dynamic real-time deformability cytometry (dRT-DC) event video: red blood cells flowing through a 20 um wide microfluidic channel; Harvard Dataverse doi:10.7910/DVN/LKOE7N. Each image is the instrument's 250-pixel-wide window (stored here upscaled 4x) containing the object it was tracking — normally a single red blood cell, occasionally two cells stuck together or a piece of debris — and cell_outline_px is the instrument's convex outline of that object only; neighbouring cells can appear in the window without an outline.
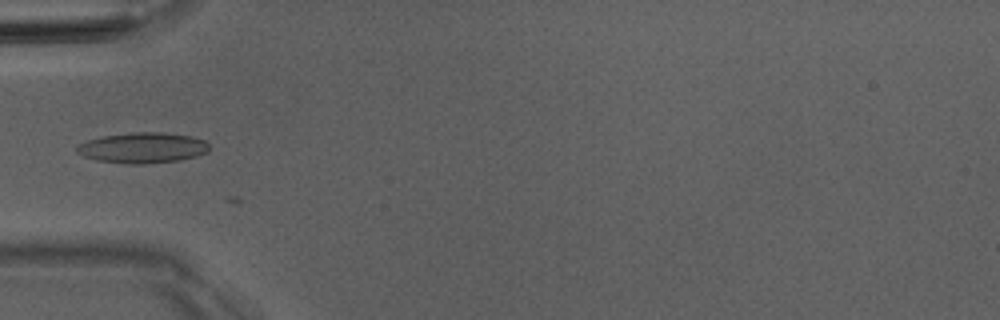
{"species": "Egyptian fruit bat (a non-hibernating species)", "species_latin": "Rousettus aegyptiacus", "temperature_condition": "room temperature", "stored_images_in_passage": 5, "camera_frame_rate_fps": 3000, "um_per_image_px": 0.085, "animal": {"sex": "male"}, "frame": {"image": 1, "passage_image": 5, "time_ms": 5.333, "image_size_px": [1000, 320], "cell_outline_px": [[208, 152], [196, 156], [180, 160], [144, 164], [132, 164], [96, 160], [84, 156], [76, 152], [76, 148], [80, 144], [88, 140], [104, 136], [132, 132], [160, 132], [192, 136], [204, 140], [208, 144]], "centroid_in_image_um": [12.14, 12.56], "position_along_channel_um": 72.9, "area_um2": 23.47}}